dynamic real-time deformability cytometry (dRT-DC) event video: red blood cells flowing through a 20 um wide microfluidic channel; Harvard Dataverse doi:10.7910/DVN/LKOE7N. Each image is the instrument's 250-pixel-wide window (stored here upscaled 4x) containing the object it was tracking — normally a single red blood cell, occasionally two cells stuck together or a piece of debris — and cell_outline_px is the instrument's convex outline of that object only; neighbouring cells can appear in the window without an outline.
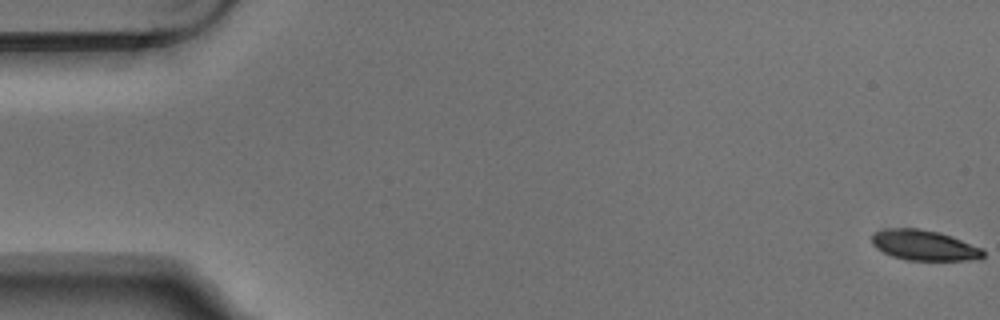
{"species": "Egyptian fruit bat (a non-hibernating species)", "species_latin": "Rousettus aegyptiacus", "temperature_condition": "warm", "stored_images_in_passage": 5, "camera_frame_rate_fps": 3000, "um_per_image_px": 0.085, "animal": {"sex": "male"}, "frame": {"image": 1, "passage_image": 1, "time_ms": 0.0, "image_size_px": [1000, 320], "cell_outline_px": [[984, 256], [980, 260], [908, 260], [892, 256], [876, 248], [872, 244], [872, 232], [884, 228], [920, 228], [940, 232], [952, 236], [980, 248], [984, 252]], "centroid_in_image_um": [78.53, 20.84], "position_along_channel_um": 6.5, "area_um2": 19.83}}
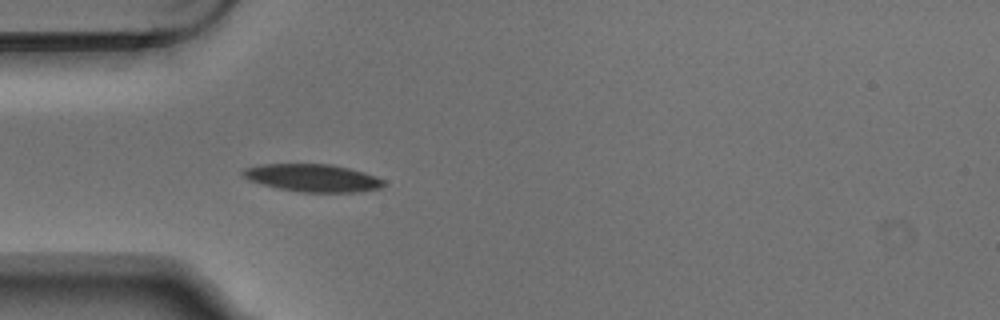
{"frame": {"image": 2, "passage_image": 5, "time_ms": 1.333, "image_size_px": [1000, 320], "cell_outline_px": [[384, 184], [380, 188], [356, 192], [300, 192], [280, 188], [248, 180], [240, 172], [244, 168], [260, 164], [332, 164], [364, 172], [376, 176], [384, 180]], "centroid_in_image_um": [26.57, 15.11], "position_along_channel_um": 58.4, "area_um2": 22.54}}